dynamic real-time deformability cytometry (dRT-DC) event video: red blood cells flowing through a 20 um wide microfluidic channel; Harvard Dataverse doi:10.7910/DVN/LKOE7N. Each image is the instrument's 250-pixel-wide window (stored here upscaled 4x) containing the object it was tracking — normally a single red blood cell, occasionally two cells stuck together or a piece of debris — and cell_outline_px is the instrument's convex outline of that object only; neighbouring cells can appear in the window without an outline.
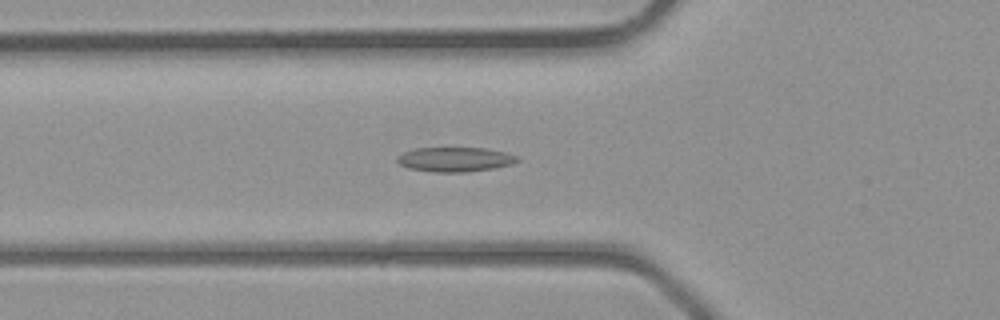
{"species": "common noctule bat (a hibernating species)", "species_latin": "Nyctalus noctula", "temperature_condition": "room temperature", "stored_images_in_passage": 38, "camera_frame_rate_fps": 3000, "um_per_image_px": 0.085, "animal": {"sex": "male", "body_mass_g": 23.1, "forearm_length_mm": 52.7}, "frame": {"image": 1, "passage_image": 11, "time_ms": 3.333, "image_size_px": [1000, 320], "cell_outline_px": [[520, 160], [512, 164], [496, 168], [464, 172], [436, 172], [408, 168], [400, 164], [396, 160], [396, 156], [404, 152], [416, 148], [488, 148], [508, 152], [516, 156]], "centroid_in_image_um": [38.7, 13.54], "position_along_channel_um": 87.1, "area_um2": 17.28}}
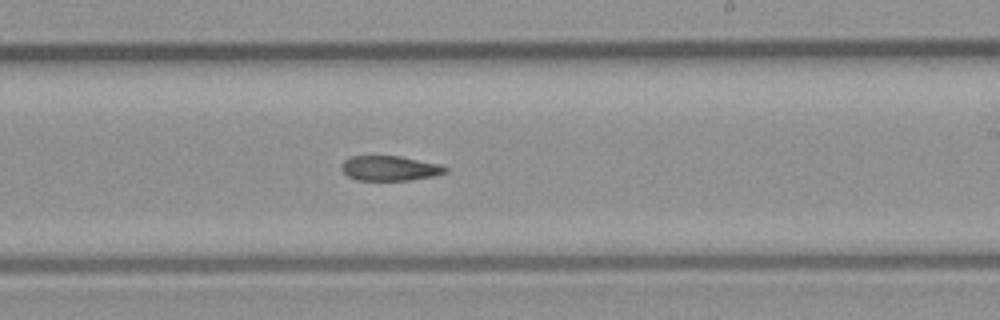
{"frame": {"image": 2, "passage_image": 21, "time_ms": 6.667, "image_size_px": [1000, 320], "cell_outline_px": [[448, 172], [436, 176], [408, 180], [356, 180], [348, 176], [340, 168], [340, 164], [344, 160], [352, 156], [400, 156], [440, 164], [448, 168]], "centroid_in_image_um": [33.14, 14.3], "position_along_channel_um": 255.9, "area_um2": 15.2}}
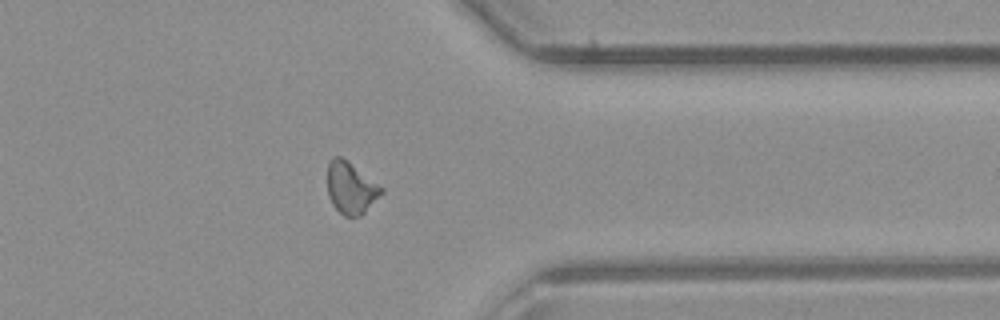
{"frame": {"image": 3, "passage_image": 29, "time_ms": 9.333, "image_size_px": [1000, 320], "cell_outline_px": [[384, 192], [360, 216], [344, 216], [332, 204], [328, 196], [328, 160], [332, 156], [340, 156], [384, 188]], "centroid_in_image_um": [29.81, 15.97], "position_along_channel_um": 381.6, "area_um2": 16.07}}